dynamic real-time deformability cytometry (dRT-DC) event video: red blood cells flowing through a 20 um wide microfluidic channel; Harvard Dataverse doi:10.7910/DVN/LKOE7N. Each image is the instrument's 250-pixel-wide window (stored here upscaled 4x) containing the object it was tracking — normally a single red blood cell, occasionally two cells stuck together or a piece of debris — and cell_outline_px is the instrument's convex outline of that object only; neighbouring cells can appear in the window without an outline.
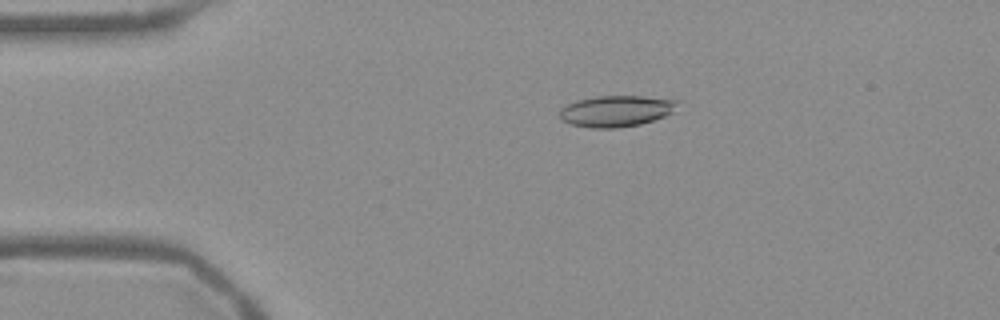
{"species": "Egyptian fruit bat (a non-hibernating species)", "species_latin": "Rousettus aegyptiacus", "temperature_condition": "warm", "stored_images_in_passage": 54, "camera_frame_rate_fps": 3000, "um_per_image_px": 0.085, "frame": {"image": 1, "passage_image": 11, "time_ms": 3.333, "image_size_px": [1000, 320], "cell_outline_px": [[680, 100], [672, 112], [664, 116], [640, 124], [616, 128], [592, 128], [572, 124], [560, 120], [560, 108], [576, 100], [596, 96], [640, 96]], "centroid_in_image_um": [52.35, 9.43], "position_along_channel_um": 32.7, "area_um2": 21.33}}
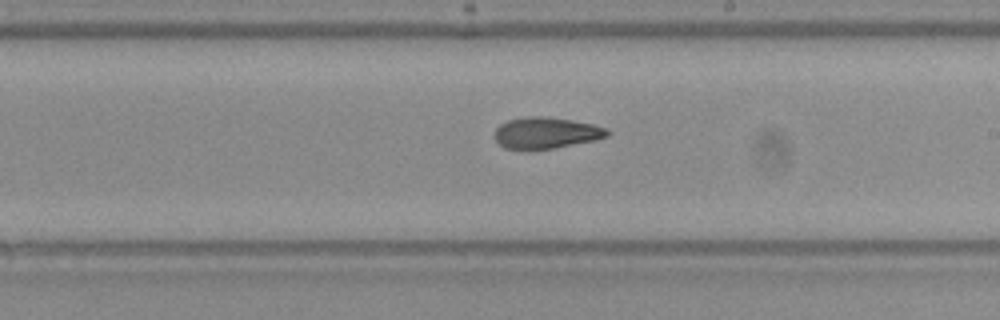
{"frame": {"image": 2, "passage_image": 31, "time_ms": 10.0, "image_size_px": [1000, 320], "cell_outline_px": [[612, 132], [608, 136], [596, 140], [552, 148], [504, 148], [496, 140], [496, 128], [500, 124], [508, 120], [524, 116], [544, 116], [572, 120], [592, 124], [608, 128]], "centroid_in_image_um": [46.47, 11.27], "position_along_channel_um": 242.5, "area_um2": 20.35}}
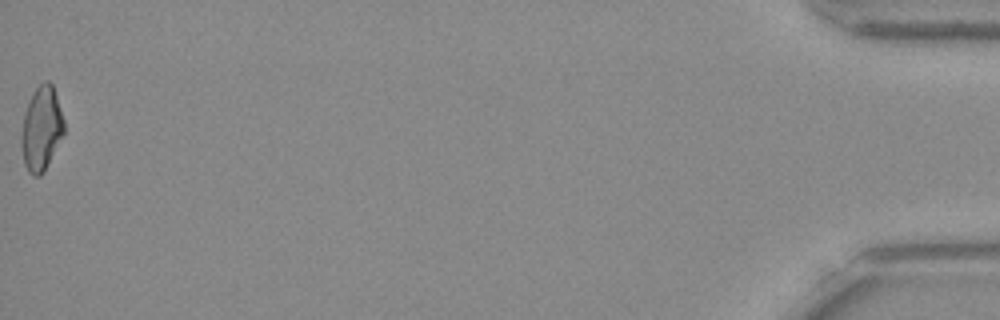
{"frame": {"image": 3, "passage_image": 54, "time_ms": 17.667, "image_size_px": [1000, 320], "cell_outline_px": [[64, 132], [44, 172], [40, 176], [32, 176], [28, 172], [24, 164], [20, 144], [20, 136], [24, 112], [32, 92], [44, 80], [48, 80], [52, 84], [64, 120]], "centroid_in_image_um": [3.49, 10.95], "position_along_channel_um": 431.7, "area_um2": 21.04}, "authors_computed_cell_mechanics": {"area_um2": 21.0392, "velocity_mm_per_s": 3.7919, "shape_relaxation_time_tau1_ms": 7.6933, "shape_relaxation_time_tau2_ms": 5.307, "deformation_change_tau1": 0.2135, "deformation_change_tau2": 0.1243}}